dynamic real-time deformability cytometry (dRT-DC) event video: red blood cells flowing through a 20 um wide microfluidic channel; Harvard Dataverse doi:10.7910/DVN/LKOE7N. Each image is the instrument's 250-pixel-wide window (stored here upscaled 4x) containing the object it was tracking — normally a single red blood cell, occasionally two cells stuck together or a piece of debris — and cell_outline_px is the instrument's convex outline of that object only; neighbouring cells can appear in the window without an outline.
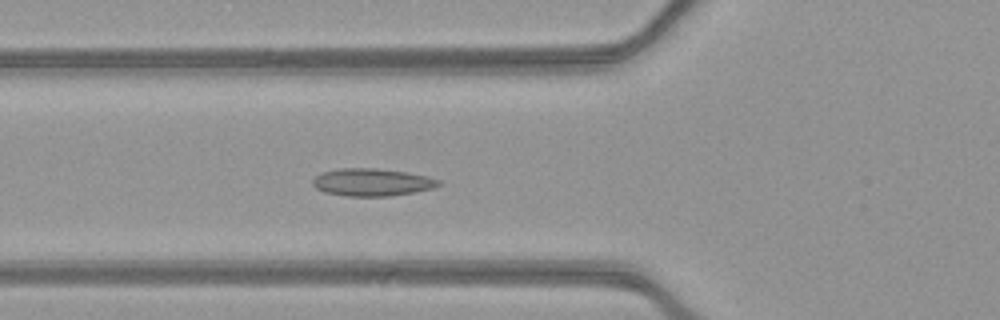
{"species": "common noctule bat (a hibernating species)", "species_latin": "Nyctalus noctula", "temperature_condition": "warm", "stored_images_in_passage": 14, "camera_frame_rate_fps": 3000, "um_per_image_px": 0.085, "animal": {"sex": "female", "body_mass_g": 21.9}, "frame": {"image": 1, "passage_image": 8, "time_ms": 2.333, "image_size_px": [1000, 320], "cell_outline_px": [[444, 184], [432, 188], [412, 192], [388, 196], [348, 196], [324, 192], [316, 188], [312, 184], [312, 180], [320, 172], [340, 168], [376, 168], [408, 172], [428, 176], [440, 180]], "centroid_in_image_um": [31.62, 15.48], "position_along_channel_um": 94.2, "area_um2": 20.29}}